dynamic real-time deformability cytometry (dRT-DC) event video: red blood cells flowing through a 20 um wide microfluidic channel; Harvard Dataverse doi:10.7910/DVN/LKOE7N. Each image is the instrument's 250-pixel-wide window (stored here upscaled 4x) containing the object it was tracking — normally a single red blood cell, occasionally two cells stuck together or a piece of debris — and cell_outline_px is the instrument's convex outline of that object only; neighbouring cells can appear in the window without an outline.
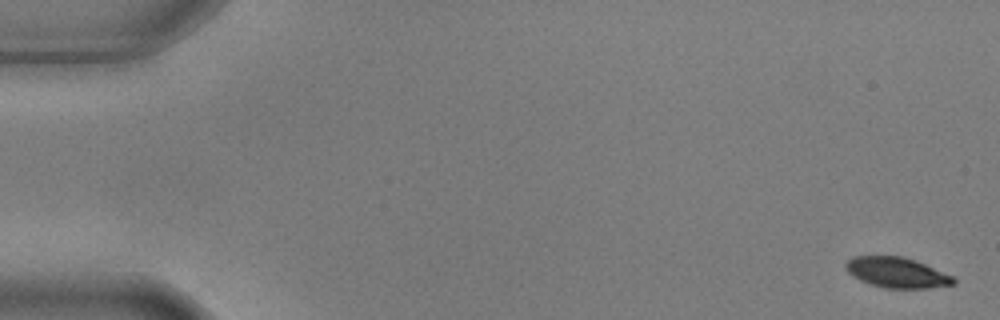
{"species": "common noctule bat (a hibernating species)", "species_latin": "Nyctalus noctula", "temperature_condition": "warm", "stored_images_in_passage": 5, "camera_frame_rate_fps": 3000, "um_per_image_px": 0.085, "animal": {"sex": "male", "body_mass_g": 17.9, "forearm_length_mm": 54.2}, "frame": {"image": 1, "passage_image": 1, "time_ms": 0.0, "image_size_px": [1000, 320], "cell_outline_px": [[956, 284], [928, 288], [884, 288], [860, 280], [852, 276], [844, 268], [844, 264], [852, 256], [904, 256], [916, 260], [952, 276], [956, 280]], "centroid_in_image_um": [76.21, 23.16], "position_along_channel_um": 8.8, "area_um2": 19.13}}
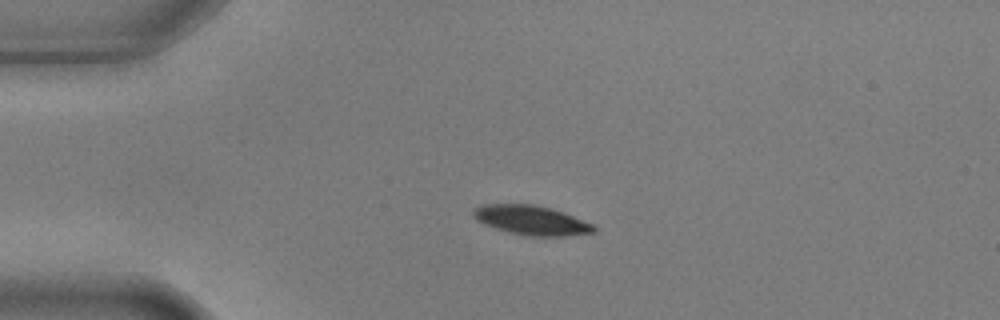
{"frame": {"image": 2, "passage_image": 4, "time_ms": 1.0, "image_size_px": [1000, 320], "cell_outline_px": [[596, 232], [568, 236], [532, 236], [508, 232], [484, 224], [476, 220], [472, 216], [472, 212], [476, 208], [484, 204], [532, 204], [552, 208], [564, 212], [592, 224], [596, 228]], "centroid_in_image_um": [45.17, 18.72], "position_along_channel_um": 39.8, "area_um2": 20.63}}